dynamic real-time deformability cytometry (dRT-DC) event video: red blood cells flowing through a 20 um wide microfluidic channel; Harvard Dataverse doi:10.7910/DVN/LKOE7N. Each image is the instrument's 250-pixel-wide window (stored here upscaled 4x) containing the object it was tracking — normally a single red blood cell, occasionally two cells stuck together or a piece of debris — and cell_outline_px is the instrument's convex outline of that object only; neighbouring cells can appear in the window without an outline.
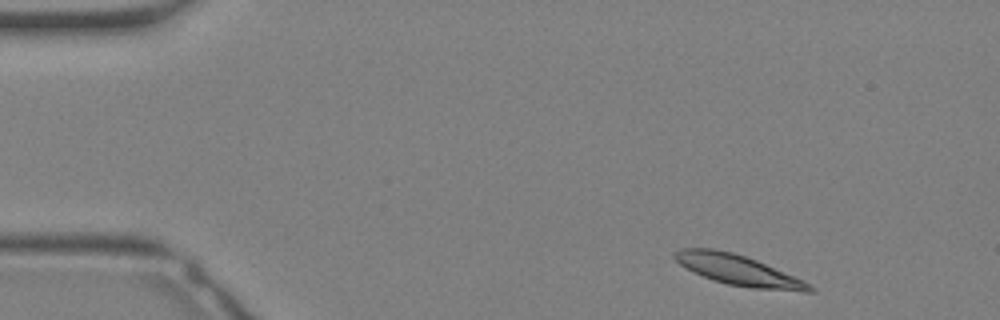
{"species": "Egyptian fruit bat (a non-hibernating species)", "species_latin": "Rousettus aegyptiacus", "temperature_condition": "warm", "stored_images_in_passage": 20, "camera_frame_rate_fps": 3000, "um_per_image_px": 0.085, "animal": {"sex": "female"}, "frame": {"image": 1, "passage_image": 2, "time_ms": 0.333, "image_size_px": [1000, 320], "cell_outline_px": [[816, 292], [804, 292], [752, 288], [728, 284], [712, 280], [692, 272], [680, 264], [672, 256], [676, 252], [684, 248], [716, 248], [732, 252], [756, 260], [804, 280], [816, 288]], "centroid_in_image_um": [62.79, 22.98], "position_along_channel_um": 22.2, "area_um2": 23.93}}
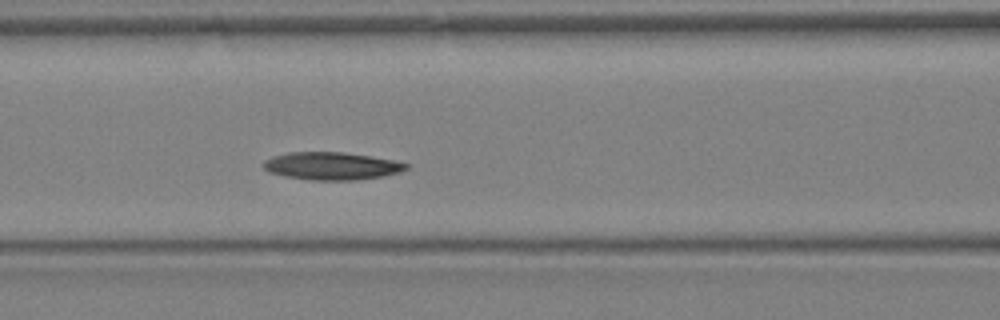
{"frame": {"image": 2, "passage_image": 12, "time_ms": 3.667, "image_size_px": [1000, 320], "cell_outline_px": [[408, 168], [400, 172], [384, 176], [360, 180], [308, 180], [284, 176], [268, 172], [264, 168], [264, 160], [272, 156], [288, 152], [344, 152], [392, 160], [408, 164]], "centroid_in_image_um": [28.16, 14.11], "position_along_channel_um": 138.4, "area_um2": 23.06}}
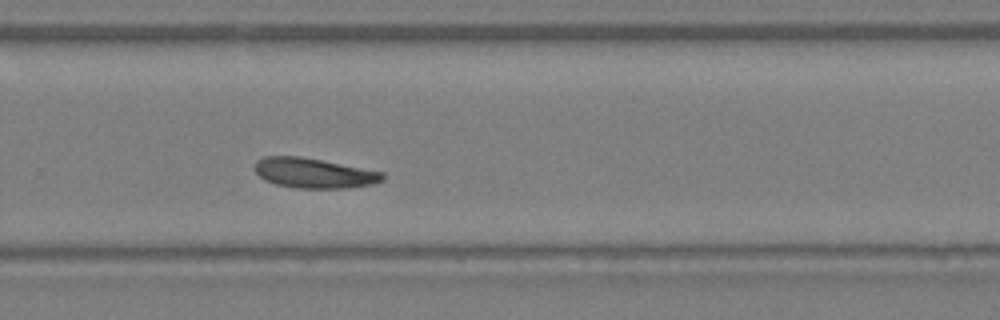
{"frame": {"image": 3, "passage_image": 20, "time_ms": 6.333, "image_size_px": [1000, 320], "cell_outline_px": [[384, 180], [372, 184], [348, 188], [296, 188], [276, 184], [264, 180], [256, 172], [256, 160], [264, 156], [300, 156], [384, 172]], "centroid_in_image_um": [26.69, 14.71], "position_along_channel_um": 303.1, "area_um2": 22.25}}